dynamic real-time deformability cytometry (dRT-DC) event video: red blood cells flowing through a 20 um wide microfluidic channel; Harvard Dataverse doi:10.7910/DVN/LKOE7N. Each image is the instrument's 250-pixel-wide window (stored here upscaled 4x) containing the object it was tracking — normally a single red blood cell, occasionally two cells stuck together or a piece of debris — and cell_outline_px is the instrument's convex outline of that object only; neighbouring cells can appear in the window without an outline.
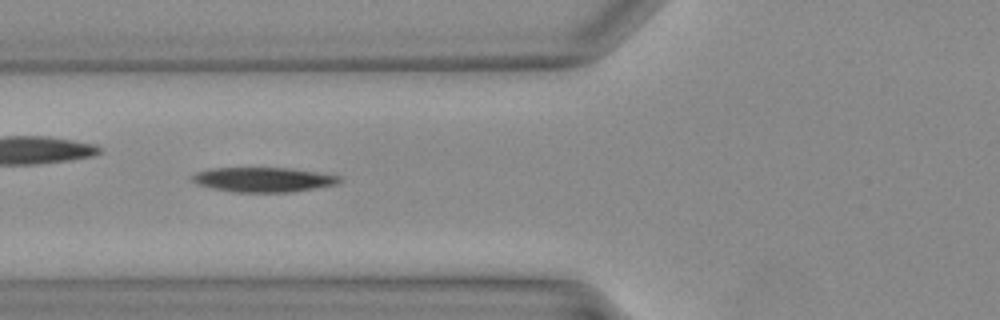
{"species": "Egyptian fruit bat (a non-hibernating species)", "species_latin": "Rousettus aegyptiacus", "temperature_condition": "warm", "stored_images_in_passage": 27, "camera_frame_rate_fps": 3000, "um_per_image_px": 0.085, "animal": {"sex": "female"}, "frame": {"image": 1, "passage_image": 8, "time_ms": 2.333, "image_size_px": [1000, 320], "cell_outline_px": [[340, 180], [336, 184], [288, 192], [236, 192], [216, 188], [200, 184], [192, 180], [192, 176], [196, 172], [212, 168], [292, 168], [324, 172], [340, 176]], "centroid_in_image_um": [22.44, 15.25], "position_along_channel_um": 103.4, "area_um2": 20.87}}